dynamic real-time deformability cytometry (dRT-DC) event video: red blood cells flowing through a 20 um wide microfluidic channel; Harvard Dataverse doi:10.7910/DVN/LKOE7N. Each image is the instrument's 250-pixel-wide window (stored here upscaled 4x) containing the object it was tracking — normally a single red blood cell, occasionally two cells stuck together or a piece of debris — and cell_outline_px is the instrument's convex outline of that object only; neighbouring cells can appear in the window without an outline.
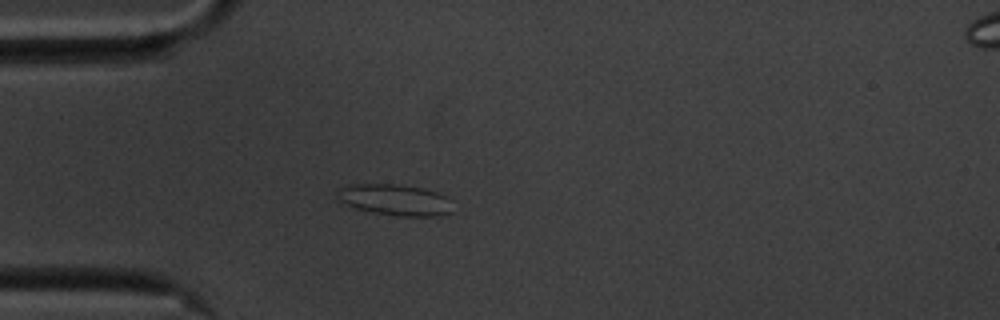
{"species": "common noctule bat (a hibernating species)", "species_latin": "Nyctalus noctula", "temperature_condition": "cold", "stored_images_in_passage": 43, "camera_frame_rate_fps": 3000, "um_per_image_px": 0.085, "animal": {"sex": "male", "body_mass_g": 20.1, "forearm_length_mm": 53.5}, "frame": {"image": 1, "passage_image": 1, "time_ms": 0.0, "image_size_px": [1000, 320], "cell_outline_px": [[452, 212], [440, 216], [396, 216], [372, 212], [356, 208], [340, 200], [336, 196], [336, 188], [348, 184], [396, 184], [424, 188], [448, 196], [452, 200]], "centroid_in_image_um": [33.6, 16.98], "position_along_channel_um": 51.4, "area_um2": 21.33}}
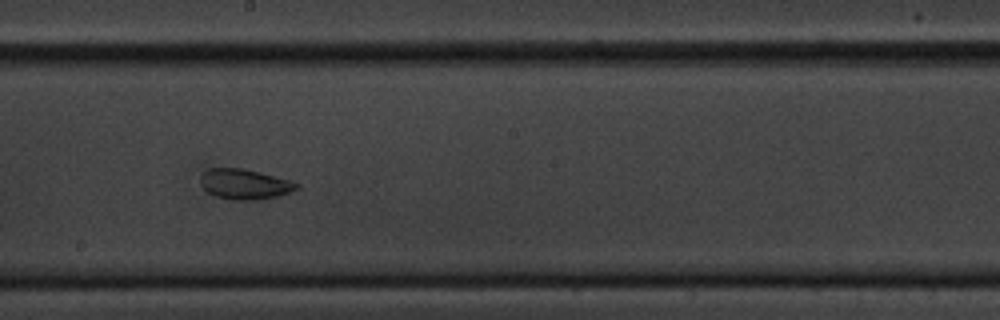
{"frame": {"image": 2, "passage_image": 17, "time_ms": 5.333, "image_size_px": [1000, 320], "cell_outline_px": [[300, 188], [276, 196], [260, 200], [232, 200], [216, 196], [208, 192], [200, 184], [200, 176], [208, 168], [244, 168], [260, 172], [288, 180], [300, 184]], "centroid_in_image_um": [20.78, 15.65], "position_along_channel_um": 227.4, "area_um2": 16.94}}
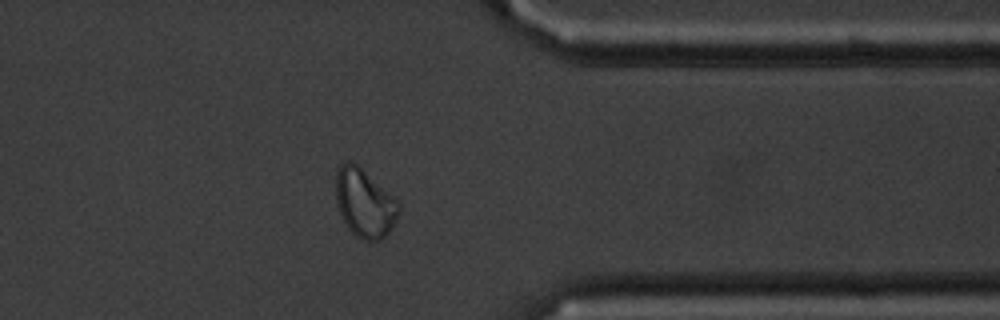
{"frame": {"image": 3, "passage_image": 31, "time_ms": 10.0, "image_size_px": [1000, 320], "cell_outline_px": [[400, 208], [396, 220], [388, 232], [380, 240], [364, 240], [356, 236], [348, 228], [336, 204], [336, 168], [340, 164], [348, 160], [352, 160], [392, 196], [400, 204]], "centroid_in_image_um": [30.96, 17.24], "position_along_channel_um": 380.4, "area_um2": 24.74}, "authors_computed_cell_mechanics": {"area_um2": 17.7446, "velocity_mm_per_s": 3.4692, "shape_relaxation_time_tau1_ms": null, "shape_relaxation_time_tau2_ms": 1.1551, "deformation_change_tau1": null, "deformation_change_tau2": 0.0682}}